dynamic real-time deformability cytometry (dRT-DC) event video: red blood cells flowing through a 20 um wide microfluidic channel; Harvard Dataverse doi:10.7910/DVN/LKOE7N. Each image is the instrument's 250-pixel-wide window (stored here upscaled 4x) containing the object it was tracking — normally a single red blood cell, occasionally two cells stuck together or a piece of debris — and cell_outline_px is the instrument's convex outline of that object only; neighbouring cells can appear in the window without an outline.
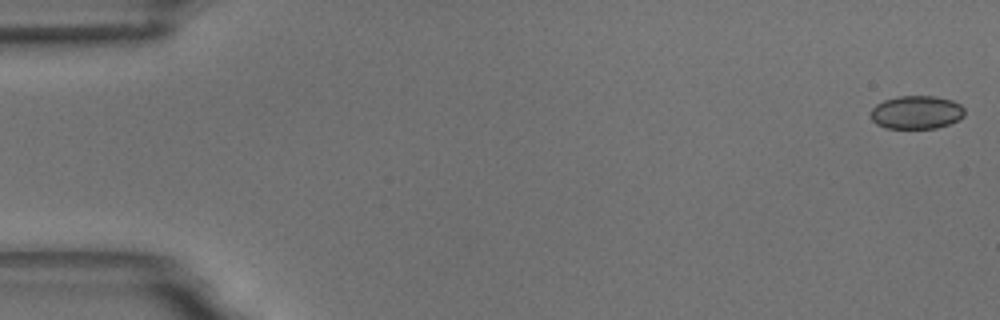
{"species": "common noctule bat (a hibernating species)", "species_latin": "Nyctalus noctula", "temperature_condition": "room temperature", "stored_images_in_passage": 55, "camera_frame_rate_fps": 3000, "um_per_image_px": 0.085, "animal": {"sex": "male", "body_mass_g": 18.8}, "frame": {"image": 1, "passage_image": 1, "time_ms": 0.0, "image_size_px": [1000, 320], "cell_outline_px": [[964, 116], [960, 120], [936, 128], [884, 128], [876, 124], [872, 120], [872, 108], [876, 104], [884, 100], [896, 96], [936, 96], [952, 100], [960, 104], [964, 108]], "centroid_in_image_um": [77.91, 9.54], "position_along_channel_um": 7.1, "area_um2": 18.32}}
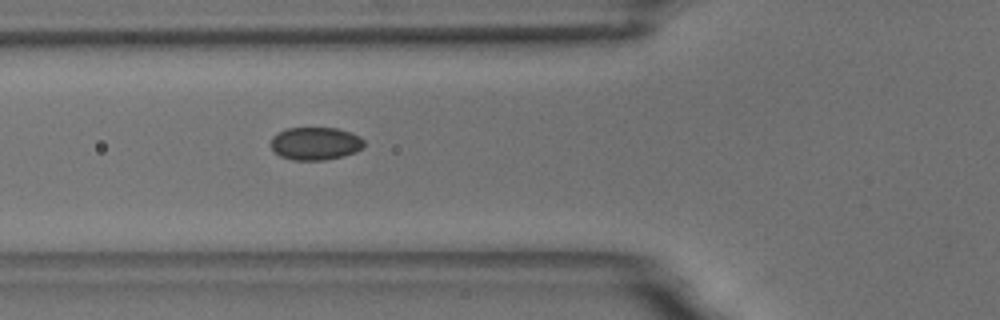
{"frame": {"image": 2, "passage_image": 20, "time_ms": 6.333, "image_size_px": [1000, 320], "cell_outline_px": [[364, 144], [356, 152], [344, 156], [324, 160], [292, 160], [280, 156], [272, 148], [272, 136], [288, 128], [340, 128], [352, 132], [360, 136], [364, 140]], "centroid_in_image_um": [26.84, 12.2], "position_along_channel_um": 99.0, "area_um2": 17.86}}
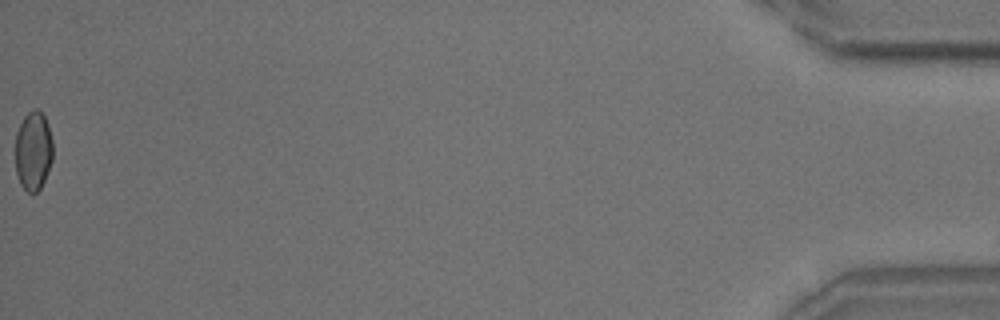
{"frame": {"image": 3, "passage_image": 55, "time_ms": 18.0, "image_size_px": [1000, 320], "cell_outline_px": [[52, 160], [44, 180], [40, 188], [32, 196], [20, 184], [16, 172], [16, 132], [24, 116], [32, 108], [36, 108], [44, 116], [48, 124], [52, 140]], "centroid_in_image_um": [2.82, 12.82], "position_along_channel_um": 432.4, "area_um2": 17.34}, "authors_computed_cell_mechanics": {"area_um2": 18.207, "velocity_mm_per_s": 3.7083, "shape_relaxation_time_tau1_ms": 7.3622, "shape_relaxation_time_tau2_ms": 1.8623, "deformation_change_tau1": 0.0708, "deformation_change_tau2": 0.0414}}